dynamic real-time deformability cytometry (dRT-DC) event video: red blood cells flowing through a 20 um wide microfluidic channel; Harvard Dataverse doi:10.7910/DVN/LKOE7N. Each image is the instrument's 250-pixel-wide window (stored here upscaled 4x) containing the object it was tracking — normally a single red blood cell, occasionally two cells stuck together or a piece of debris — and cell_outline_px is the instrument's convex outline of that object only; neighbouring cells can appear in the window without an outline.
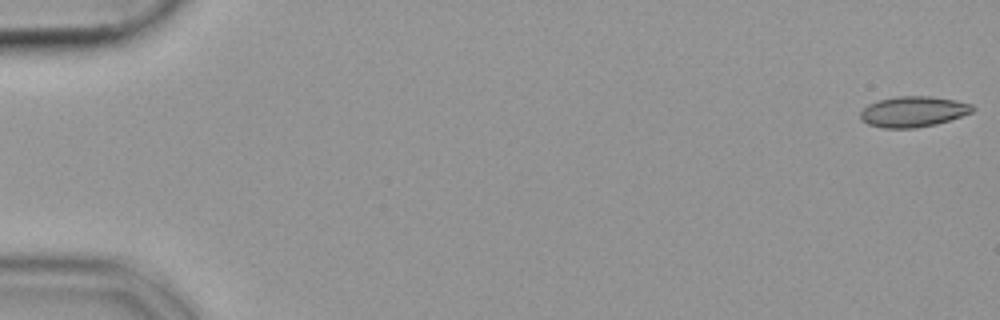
{"species": "common noctule bat (a hibernating species)", "species_latin": "Nyctalus noctula", "temperature_condition": "cold", "stored_images_in_passage": 54, "camera_frame_rate_fps": 3000, "um_per_image_px": 0.085, "animal": {"sex": "female", "body_mass_g": 19.9}, "frame": {"image": 1, "passage_image": 1, "time_ms": 0.0, "image_size_px": [1000, 320], "cell_outline_px": [[976, 108], [972, 112], [936, 124], [916, 128], [880, 128], [868, 124], [860, 120], [860, 112], [868, 104], [880, 100], [896, 96], [928, 96], [956, 100], [972, 104]], "centroid_in_image_um": [77.6, 9.49], "position_along_channel_um": 7.4, "area_um2": 20.06}}
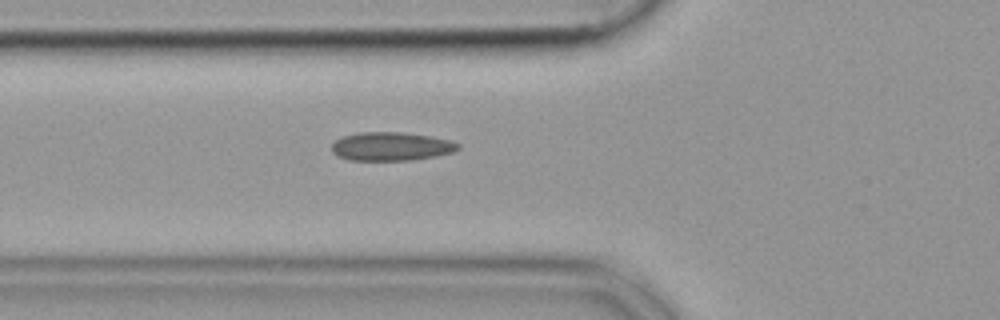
{"frame": {"image": 2, "passage_image": 20, "time_ms": 6.333, "image_size_px": [1000, 320], "cell_outline_px": [[460, 148], [452, 152], [436, 156], [408, 160], [348, 160], [332, 152], [332, 144], [340, 136], [360, 132], [400, 132], [432, 136], [448, 140], [460, 144]], "centroid_in_image_um": [33.23, 12.44], "position_along_channel_um": 92.6, "area_um2": 20.98}}
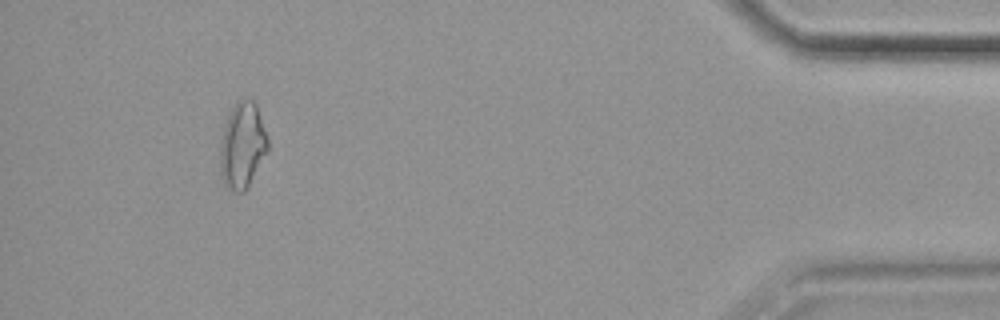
{"frame": {"image": 3, "passage_image": 50, "time_ms": 16.333, "image_size_px": [1000, 320], "cell_outline_px": [[268, 152], [248, 188], [244, 192], [236, 192], [224, 184], [220, 172], [220, 152], [224, 128], [228, 116], [236, 100], [252, 100], [256, 104], [268, 140]], "centroid_in_image_um": [20.62, 12.4], "position_along_channel_um": 414.6, "area_um2": 23.7}}